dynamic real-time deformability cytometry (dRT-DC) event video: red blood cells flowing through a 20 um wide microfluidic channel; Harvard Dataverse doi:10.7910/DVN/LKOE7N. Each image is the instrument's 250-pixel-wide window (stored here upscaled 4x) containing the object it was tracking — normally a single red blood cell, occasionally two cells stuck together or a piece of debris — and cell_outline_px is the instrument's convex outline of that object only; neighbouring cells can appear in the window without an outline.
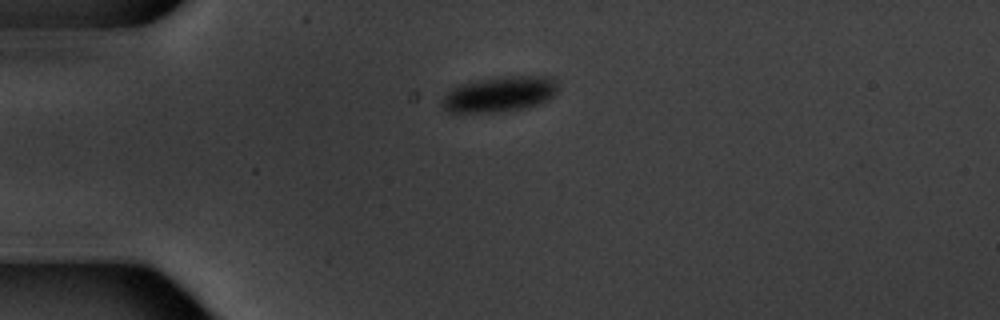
{"species": "common noctule bat (a hibernating species)", "species_latin": "Nyctalus noctula", "temperature_condition": "warm", "stored_images_in_passage": 3, "camera_frame_rate_fps": 3000, "um_per_image_px": 0.085, "animal": {"sex": "male", "body_mass_g": 20.1, "forearm_length_mm": 53.5}, "frame": {"image": 1, "passage_image": 1, "time_ms": 0.0, "image_size_px": [1000, 320], "cell_outline_px": [[556, 92], [548, 100], [528, 108], [496, 112], [448, 112], [440, 104], [440, 100], [452, 88], [460, 84], [500, 76], [548, 76], [556, 80]], "centroid_in_image_um": [42.45, 8.01], "position_along_channel_um": 42.5, "area_um2": 23.99}}